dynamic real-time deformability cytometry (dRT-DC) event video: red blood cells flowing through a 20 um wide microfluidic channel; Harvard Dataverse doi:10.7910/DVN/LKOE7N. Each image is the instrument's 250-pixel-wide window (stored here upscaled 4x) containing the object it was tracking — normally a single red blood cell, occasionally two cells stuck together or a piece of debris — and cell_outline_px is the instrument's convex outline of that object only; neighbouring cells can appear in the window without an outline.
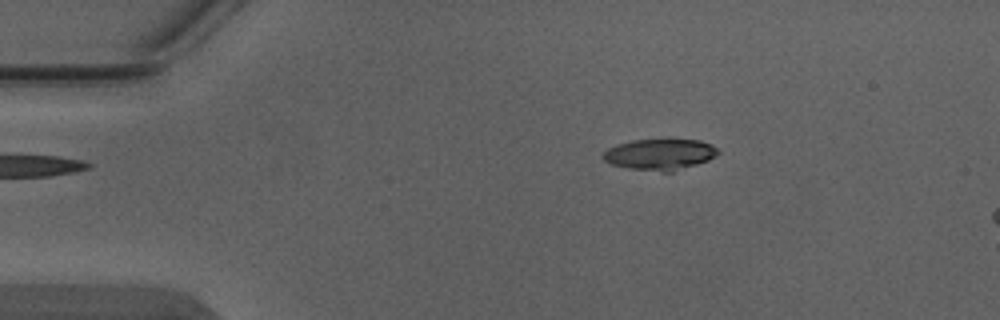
{"species": "Egyptian fruit bat (a non-hibernating species)", "species_latin": "Rousettus aegyptiacus", "temperature_condition": "warm", "stored_images_in_passage": 4, "camera_frame_rate_fps": 3000, "um_per_image_px": 0.085, "animal": {"sex": "male"}, "frame": {"image": 1, "passage_image": 2, "time_ms": 0.333, "image_size_px": [1000, 320], "cell_outline_px": [[720, 152], [716, 156], [708, 160], [672, 172], [660, 172], [628, 168], [612, 164], [604, 160], [600, 156], [608, 148], [616, 144], [632, 140], [700, 140], [712, 144]], "centroid_in_image_um": [56.07, 13.13], "position_along_channel_um": 28.9, "area_um2": 20.81}}